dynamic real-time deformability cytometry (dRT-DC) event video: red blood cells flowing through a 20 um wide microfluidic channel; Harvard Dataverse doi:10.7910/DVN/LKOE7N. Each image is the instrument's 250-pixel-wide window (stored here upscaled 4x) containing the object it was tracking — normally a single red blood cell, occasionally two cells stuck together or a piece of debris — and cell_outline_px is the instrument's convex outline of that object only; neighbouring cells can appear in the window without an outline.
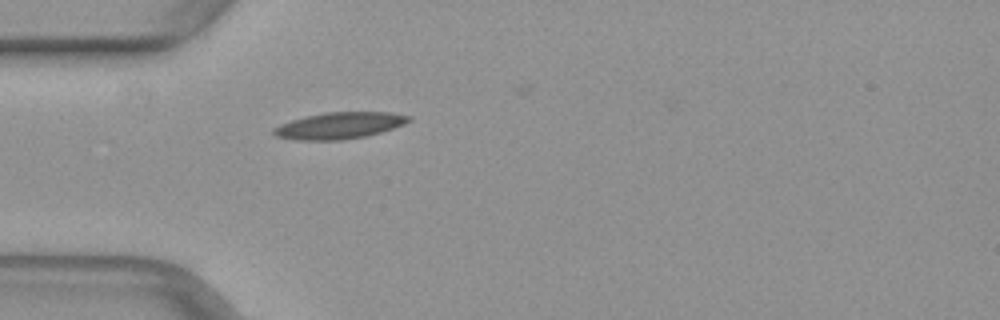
{"species": "common noctule bat (a hibernating species)", "species_latin": "Nyctalus noctula", "temperature_condition": "warm", "stored_images_in_passage": 34, "camera_frame_rate_fps": 3000, "um_per_image_px": 0.085, "animal": {"sex": "female", "body_mass_g": 29.2, "forearm_length_mm": 56.3}, "frame": {"image": 1, "passage_image": 1, "time_ms": 0.0, "image_size_px": [1000, 320], "cell_outline_px": [[412, 120], [404, 124], [380, 132], [364, 136], [340, 140], [296, 140], [276, 136], [272, 132], [272, 128], [280, 124], [292, 120], [324, 112], [392, 112], [412, 116]], "centroid_in_image_um": [28.86, 10.66], "position_along_channel_um": 56.1, "area_um2": 20.81}}
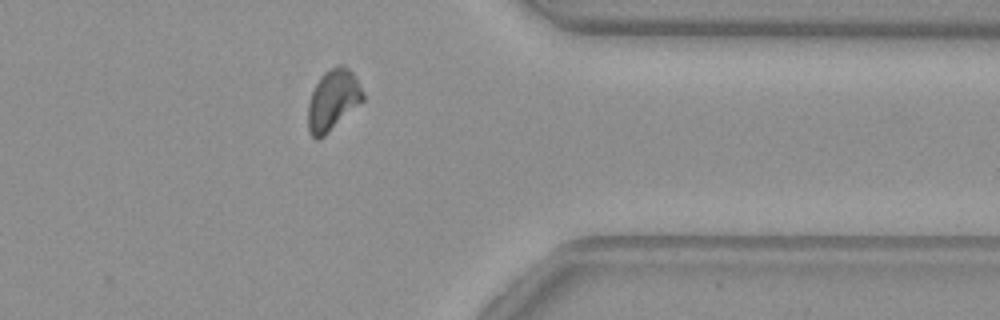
{"frame": {"image": 2, "passage_image": 26, "time_ms": 8.333, "image_size_px": [1000, 320], "cell_outline_px": [[364, 100], [320, 140], [316, 140], [308, 132], [308, 104], [312, 92], [320, 76], [324, 72], [336, 64], [344, 64], [352, 72], [364, 92]], "centroid_in_image_um": [28.29, 8.5], "position_along_channel_um": 383.1, "area_um2": 19.59}}
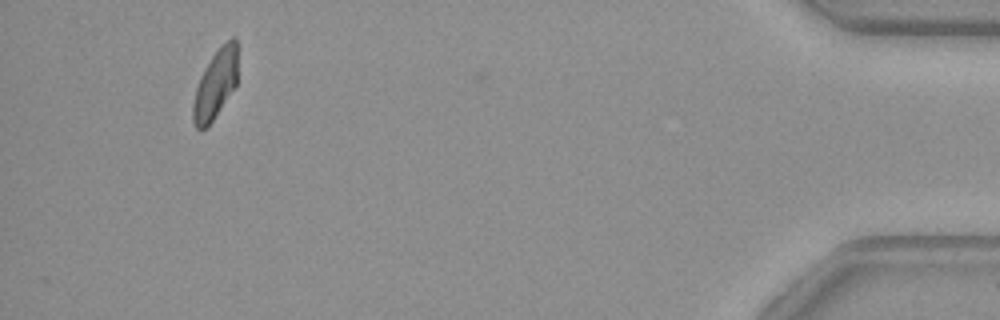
{"frame": {"image": 3, "passage_image": 33, "time_ms": 10.667, "image_size_px": [1000, 320], "cell_outline_px": [[236, 84], [212, 120], [204, 128], [196, 128], [192, 120], [192, 108], [196, 88], [200, 76], [212, 56], [232, 36], [236, 36]], "centroid_in_image_um": [18.28, 7.16], "position_along_channel_um": 416.9, "area_um2": 17.22}}